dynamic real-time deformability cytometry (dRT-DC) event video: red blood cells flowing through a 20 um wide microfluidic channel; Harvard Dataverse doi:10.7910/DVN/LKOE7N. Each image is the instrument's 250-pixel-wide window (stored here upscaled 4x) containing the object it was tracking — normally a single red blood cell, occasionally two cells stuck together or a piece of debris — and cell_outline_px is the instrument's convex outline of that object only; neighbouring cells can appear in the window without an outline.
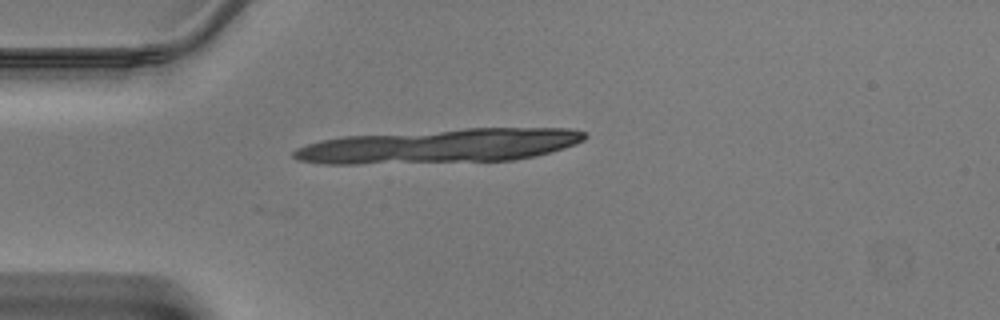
{"species": "Egyptian fruit bat (a non-hibernating species)", "species_latin": "Rousettus aegyptiacus", "temperature_condition": "warm", "stored_images_in_passage": 15, "camera_frame_rate_fps": 3000, "um_per_image_px": 0.085, "animal": {"sex": "male"}, "frame": {"image": 1, "passage_image": 1, "time_ms": 0.0, "image_size_px": [1000, 320], "cell_outline_px": [[584, 136], [568, 144], [556, 148], [540, 152], [520, 156], [488, 160], [488, 156], [504, 132], [580, 132]], "centroid_in_image_um": [45.08, 12.17], "position_along_channel_um": 39.9, "area_um2": 11.96}}